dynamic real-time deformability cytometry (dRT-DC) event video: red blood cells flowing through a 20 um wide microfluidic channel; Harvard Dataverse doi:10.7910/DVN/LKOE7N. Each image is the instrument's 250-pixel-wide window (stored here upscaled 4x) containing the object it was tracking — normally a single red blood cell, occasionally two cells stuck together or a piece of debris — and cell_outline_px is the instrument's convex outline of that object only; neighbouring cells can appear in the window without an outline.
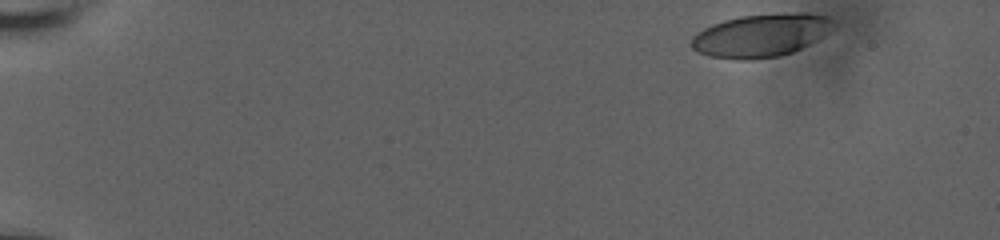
{"species": "human", "species_latin": "Homo sapiens", "temperature_condition": "room temperature", "stored_images_in_passage": 13, "camera_frame_rate_fps": 3000, "um_per_image_px": 0.085, "donor": {"sex": "male"}, "frame": {"image": 1, "passage_image": 1, "time_ms": 0.0, "image_size_px": [1000, 240], "cell_outline_px": [[832, 20], [828, 32], [824, 36], [792, 52], [780, 56], [752, 60], [740, 60], [708, 56], [696, 52], [692, 48], [692, 36], [696, 32], [712, 24], [724, 20], [740, 16], [796, 12], [808, 12], [828, 16]], "centroid_in_image_um": [64.64, 3.01], "position_along_channel_um": 20.4, "area_um2": 35.6}}
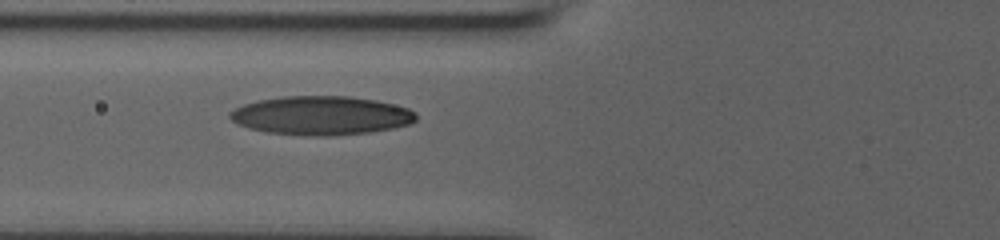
{"frame": {"image": 2, "passage_image": 11, "time_ms": 6.0, "image_size_px": [1000, 240], "cell_outline_px": [[416, 120], [408, 124], [392, 128], [368, 132], [332, 136], [308, 136], [268, 132], [248, 128], [236, 124], [228, 116], [228, 112], [244, 104], [256, 100], [284, 96], [348, 96], [376, 100], [408, 108], [416, 112]], "centroid_in_image_um": [27.26, 9.82], "position_along_channel_um": 98.5, "area_um2": 42.19}}
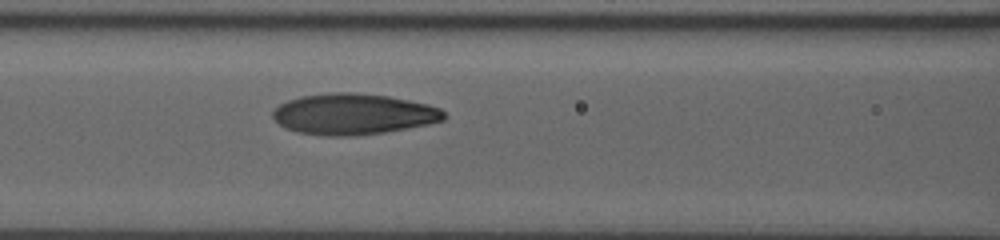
{"frame": {"image": 3, "passage_image": 13, "time_ms": 7.0, "image_size_px": [1000, 240], "cell_outline_px": [[444, 120], [428, 124], [384, 132], [356, 136], [328, 136], [300, 132], [288, 128], [280, 124], [272, 116], [272, 112], [280, 104], [288, 100], [300, 96], [332, 92], [356, 92], [388, 96], [428, 104], [440, 108], [444, 112]], "centroid_in_image_um": [30.04, 9.69], "position_along_channel_um": 136.6, "area_um2": 40.69}}